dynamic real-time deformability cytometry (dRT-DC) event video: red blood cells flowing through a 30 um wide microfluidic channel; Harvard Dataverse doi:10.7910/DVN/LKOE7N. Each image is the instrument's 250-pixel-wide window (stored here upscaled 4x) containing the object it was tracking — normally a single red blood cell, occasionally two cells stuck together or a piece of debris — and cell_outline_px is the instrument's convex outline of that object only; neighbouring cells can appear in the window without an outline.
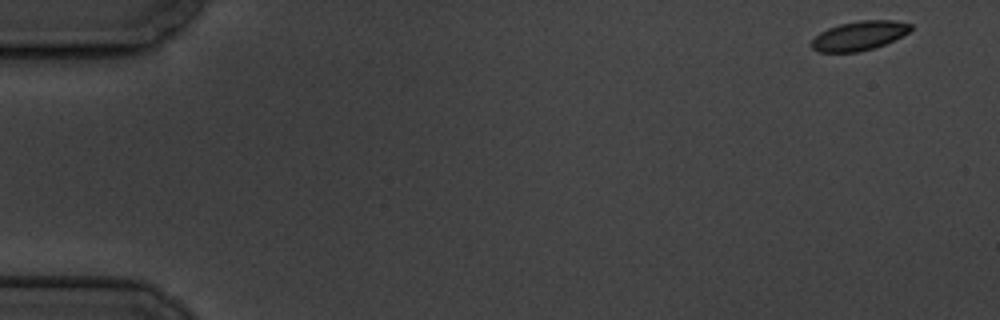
{"species": "common noctule bat (a hibernating species)", "species_latin": "Nyctalus noctula", "temperature_condition": "cold", "stored_images_in_passage": 56, "camera_frame_rate_fps": 3000, "um_per_image_px": 0.085, "animal": {"sex": "male", "body_mass_g": 19.5, "forearm_length_mm": 54.6}, "frame": {"image": 1, "passage_image": 1, "time_ms": 0.0, "image_size_px": [1000, 320], "cell_outline_px": [[912, 28], [908, 32], [884, 44], [872, 48], [856, 52], [816, 52], [812, 48], [812, 40], [820, 32], [828, 28], [840, 24], [860, 20], [896, 20], [912, 24]], "centroid_in_image_um": [73.01, 3.02], "position_along_channel_um": 12.0, "area_um2": 16.7}}
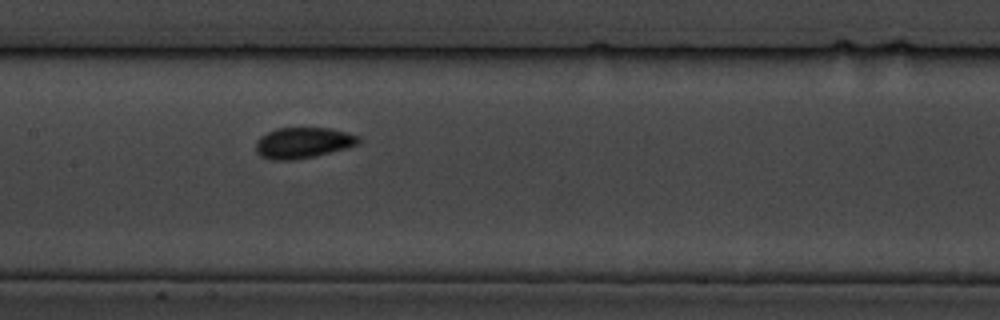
{"frame": {"image": 2, "passage_image": 27, "time_ms": 8.667, "image_size_px": [1000, 320], "cell_outline_px": [[360, 140], [356, 144], [348, 148], [316, 156], [296, 160], [272, 160], [260, 156], [256, 152], [256, 140], [260, 136], [276, 128], [328, 128], [348, 132], [356, 136]], "centroid_in_image_um": [25.72, 12.15], "position_along_channel_um": 181.7, "area_um2": 18.55}}
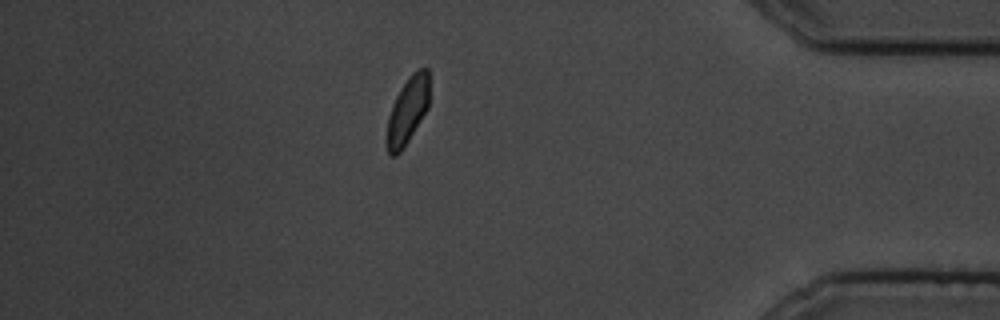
{"frame": {"image": 3, "passage_image": 49, "time_ms": 16.0, "image_size_px": [1000, 320], "cell_outline_px": [[428, 108], [404, 148], [396, 156], [388, 156], [384, 140], [388, 116], [392, 104], [400, 88], [412, 72], [420, 68], [428, 68]], "centroid_in_image_um": [34.59, 9.47], "position_along_channel_um": 400.6, "area_um2": 16.94}}